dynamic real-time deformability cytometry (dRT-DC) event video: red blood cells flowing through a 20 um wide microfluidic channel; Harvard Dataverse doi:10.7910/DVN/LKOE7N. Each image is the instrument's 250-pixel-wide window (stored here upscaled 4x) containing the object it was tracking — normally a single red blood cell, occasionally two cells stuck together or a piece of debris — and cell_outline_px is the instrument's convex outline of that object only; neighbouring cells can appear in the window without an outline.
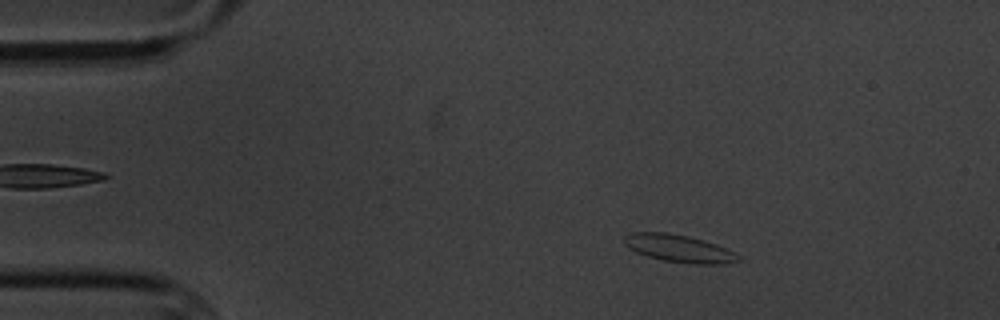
{"species": "common noctule bat (a hibernating species)", "species_latin": "Nyctalus noctula", "temperature_condition": "cold", "stored_images_in_passage": 4, "camera_frame_rate_fps": 3000, "um_per_image_px": 0.085, "animal": {"sex": "male", "body_mass_g": 20.1, "forearm_length_mm": 53.5}, "frame": {"image": 1, "passage_image": 2, "time_ms": 1.333, "image_size_px": [1000, 320], "cell_outline_px": [[740, 260], [724, 264], [692, 264], [664, 260], [648, 256], [636, 252], [628, 248], [624, 244], [624, 236], [632, 232], [668, 232], [688, 236], [704, 240], [716, 244], [740, 256]], "centroid_in_image_um": [57.68, 21.11], "position_along_channel_um": 27.3, "area_um2": 18.21}}